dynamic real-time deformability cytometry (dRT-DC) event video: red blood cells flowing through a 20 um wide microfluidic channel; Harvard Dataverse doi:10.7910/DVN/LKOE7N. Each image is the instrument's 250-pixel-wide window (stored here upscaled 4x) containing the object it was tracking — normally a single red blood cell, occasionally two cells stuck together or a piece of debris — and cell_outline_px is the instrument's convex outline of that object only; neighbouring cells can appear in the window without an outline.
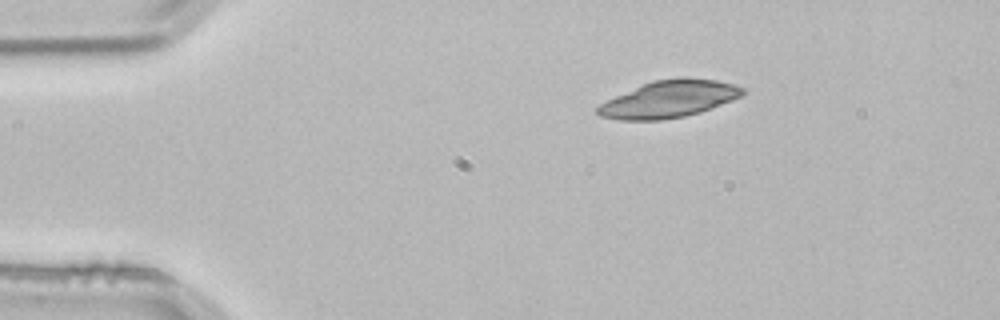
{"species": "common noctule bat (a hibernating species)", "species_latin": "Nyctalus noctula", "temperature_condition": "room temperature", "stored_images_in_passage": 2, "camera_frame_rate_fps": 3000, "um_per_image_px": 0.085, "animal": {"sex": "male", "body_mass_g": 21.5, "forearm_length_mm": 52.0}, "frame": {"image": 1, "passage_image": 1, "time_ms": 0.0, "image_size_px": [1000, 320], "cell_outline_px": [[748, 88], [740, 96], [732, 100], [712, 108], [700, 112], [684, 116], [660, 120], [620, 120], [600, 116], [596, 112], [596, 108], [600, 104], [616, 96], [652, 80], [680, 76], [684, 76], [716, 80]], "centroid_in_image_um": [56.9, 8.41], "position_along_channel_um": 28.1, "area_um2": 31.27}}